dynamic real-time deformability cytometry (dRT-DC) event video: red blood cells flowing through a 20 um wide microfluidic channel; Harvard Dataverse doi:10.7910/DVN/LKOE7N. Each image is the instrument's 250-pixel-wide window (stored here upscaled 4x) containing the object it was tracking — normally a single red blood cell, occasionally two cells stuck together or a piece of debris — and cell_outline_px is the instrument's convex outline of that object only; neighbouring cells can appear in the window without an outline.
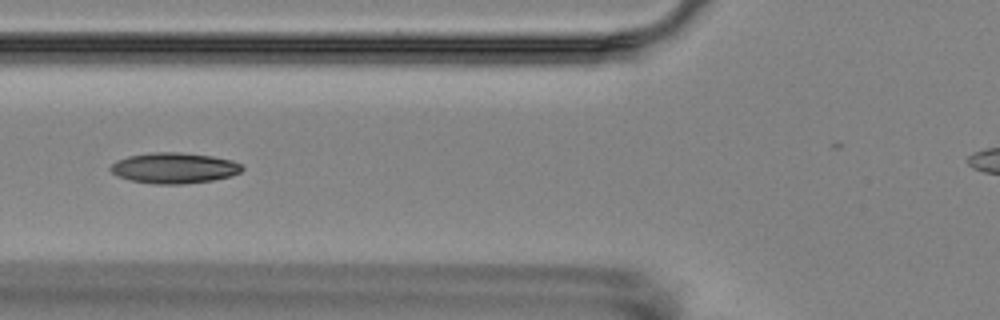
{"species": "Egyptian fruit bat (a non-hibernating species)", "species_latin": "Rousettus aegyptiacus", "temperature_condition": "room temperature", "stored_images_in_passage": 17, "camera_frame_rate_fps": 3000, "um_per_image_px": 0.085, "animal": {"sex": "female"}, "frame": {"image": 1, "passage_image": 6, "time_ms": 6.0, "image_size_px": [1000, 320], "cell_outline_px": [[244, 168], [240, 172], [232, 176], [212, 180], [184, 184], [152, 184], [128, 180], [116, 176], [108, 168], [116, 160], [128, 156], [152, 152], [176, 152], [212, 156], [232, 160], [240, 164]], "centroid_in_image_um": [14.77, 14.29], "position_along_channel_um": 111.0, "area_um2": 23.7}}
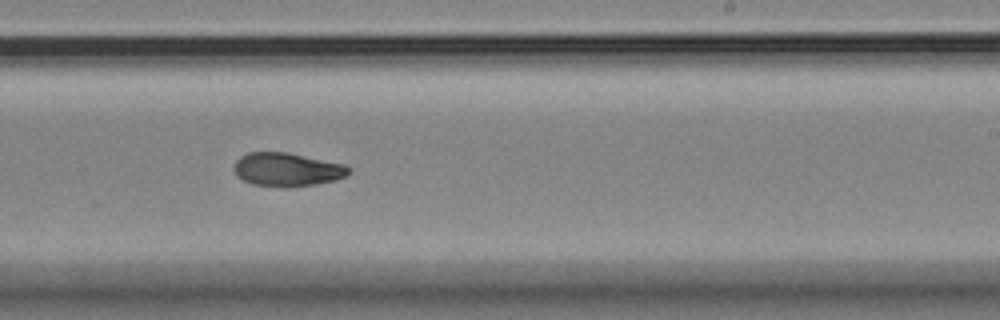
{"frame": {"image": 2, "passage_image": 10, "time_ms": 10.333, "image_size_px": [1000, 320], "cell_outline_px": [[352, 172], [348, 176], [336, 180], [316, 184], [288, 188], [284, 188], [252, 184], [236, 176], [232, 168], [236, 160], [240, 156], [248, 152], [284, 152], [344, 164], [352, 168]], "centroid_in_image_um": [24.41, 14.43], "position_along_channel_um": 264.6, "area_um2": 22.77}}
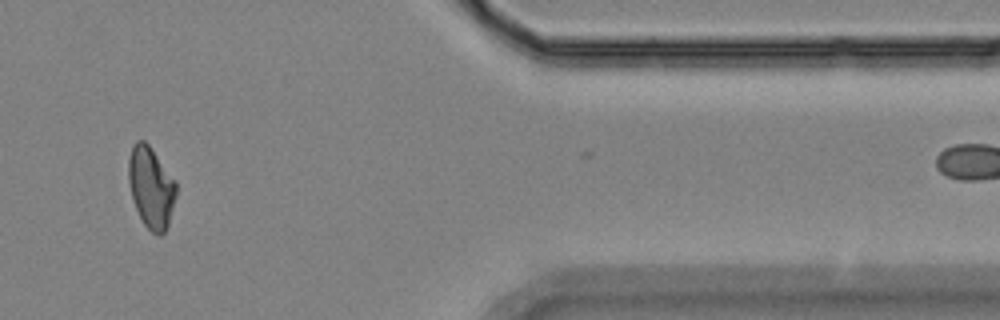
{"frame": {"image": 3, "passage_image": 14, "time_ms": 15.0, "image_size_px": [1000, 320], "cell_outline_px": [[176, 196], [168, 224], [164, 232], [160, 236], [156, 236], [144, 224], [136, 208], [132, 196], [128, 180], [128, 160], [132, 144], [136, 140], [144, 140], [148, 144], [176, 180]], "centroid_in_image_um": [12.84, 15.91], "position_along_channel_um": 398.6, "area_um2": 22.54}, "authors_computed_cell_mechanics": {"area_um2": 22.3686, "velocity_mm_per_s": 3.5446, "shape_relaxation_time_tau1_ms": null, "shape_relaxation_time_tau2_ms": 4.5166, "deformation_change_tau1": null, "deformation_change_tau2": 0.0905}}